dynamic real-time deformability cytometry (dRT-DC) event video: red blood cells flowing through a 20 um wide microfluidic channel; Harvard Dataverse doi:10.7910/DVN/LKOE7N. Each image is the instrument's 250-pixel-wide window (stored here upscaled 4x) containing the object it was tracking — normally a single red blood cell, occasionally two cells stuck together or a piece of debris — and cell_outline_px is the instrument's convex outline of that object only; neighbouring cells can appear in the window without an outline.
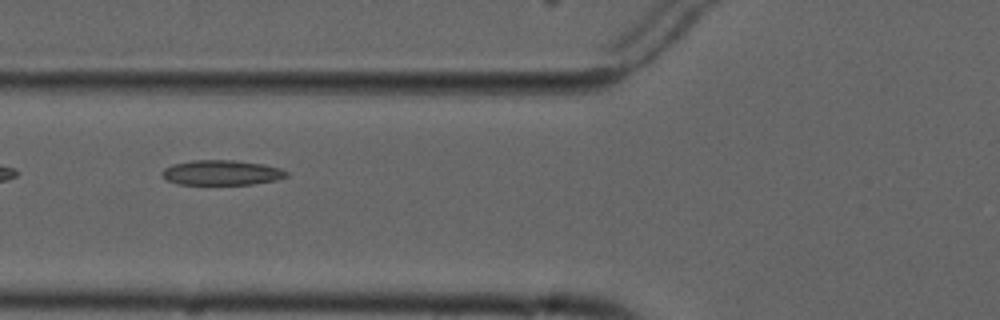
{"species": "common noctule bat (a hibernating species)", "species_latin": "Nyctalus noctula", "temperature_condition": "cold", "stored_images_in_passage": 7, "camera_frame_rate_fps": 3000, "um_per_image_px": 0.085, "animal": {"sex": "male", "forearm_length_mm": 52.5}, "frame": {"image": 1, "passage_image": 3, "time_ms": 2.333, "image_size_px": [1000, 320], "cell_outline_px": [[288, 176], [276, 180], [252, 184], [180, 184], [168, 180], [160, 172], [164, 168], [172, 164], [192, 160], [232, 160], [264, 164], [280, 168], [288, 172]], "centroid_in_image_um": [18.85, 14.67], "position_along_channel_um": 107.0, "area_um2": 18.03}}
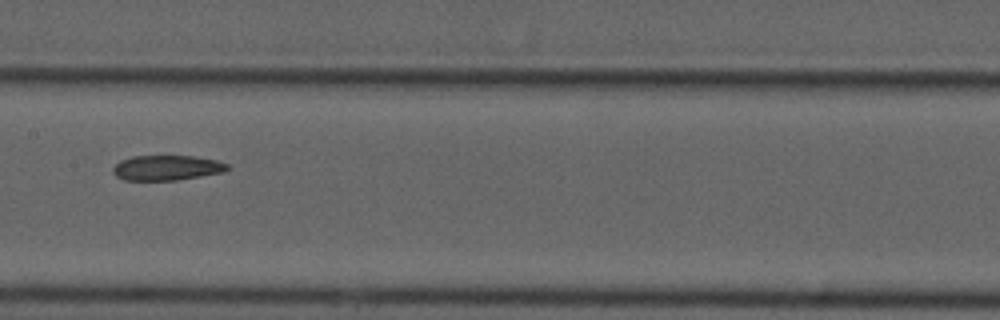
{"frame": {"image": 2, "passage_image": 5, "time_ms": 4.667, "image_size_px": [1000, 320], "cell_outline_px": [[228, 168], [224, 172], [176, 180], [124, 180], [116, 176], [112, 172], [112, 168], [120, 160], [132, 156], [192, 156], [216, 160], [228, 164]], "centroid_in_image_um": [14.14, 14.26], "position_along_channel_um": 193.3, "area_um2": 16.65}}
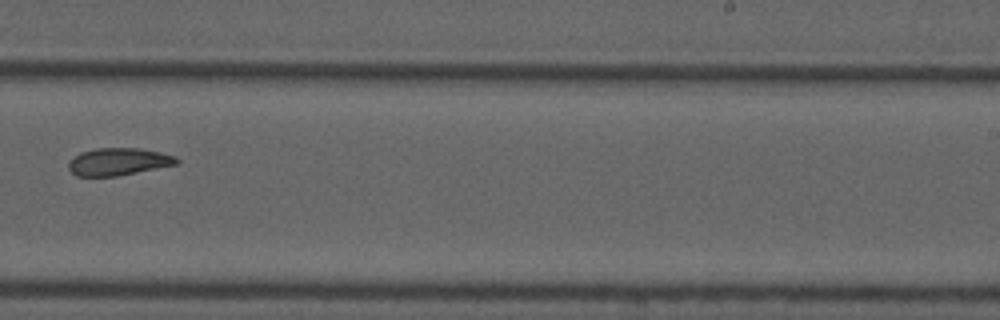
{"frame": {"image": 3, "passage_image": 7, "time_ms": 7.0, "image_size_px": [1000, 320], "cell_outline_px": [[180, 160], [176, 164], [116, 176], [76, 176], [68, 168], [68, 160], [80, 152], [96, 148], [140, 148], [160, 152], [176, 156]], "centroid_in_image_um": [10.03, 13.73], "position_along_channel_um": 279.0, "area_um2": 17.22}}